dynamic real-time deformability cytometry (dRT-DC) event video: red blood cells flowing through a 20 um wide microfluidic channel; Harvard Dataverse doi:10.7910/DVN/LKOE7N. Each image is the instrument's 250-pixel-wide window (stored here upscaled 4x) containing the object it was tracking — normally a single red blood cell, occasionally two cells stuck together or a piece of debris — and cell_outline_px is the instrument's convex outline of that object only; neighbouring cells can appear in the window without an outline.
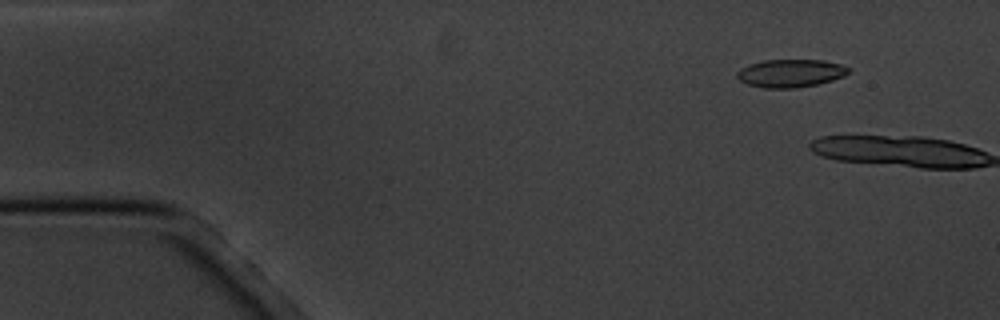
{"species": "common noctule bat (a hibernating species)", "species_latin": "Nyctalus noctula", "temperature_condition": "cold", "stored_images_in_passage": 3, "camera_frame_rate_fps": 3000, "um_per_image_px": 0.085, "animal": {"sex": "male", "body_mass_g": 20.1, "forearm_length_mm": 53.5}, "frame": {"image": 1, "passage_image": 2, "time_ms": 1.333, "image_size_px": [1000, 320], "cell_outline_px": [[852, 68], [844, 76], [832, 80], [816, 84], [796, 88], [764, 88], [748, 84], [740, 80], [736, 76], [736, 72], [740, 68], [764, 60], [824, 60], [840, 64]], "centroid_in_image_um": [67.21, 6.22], "position_along_channel_um": 17.8, "area_um2": 18.09}}